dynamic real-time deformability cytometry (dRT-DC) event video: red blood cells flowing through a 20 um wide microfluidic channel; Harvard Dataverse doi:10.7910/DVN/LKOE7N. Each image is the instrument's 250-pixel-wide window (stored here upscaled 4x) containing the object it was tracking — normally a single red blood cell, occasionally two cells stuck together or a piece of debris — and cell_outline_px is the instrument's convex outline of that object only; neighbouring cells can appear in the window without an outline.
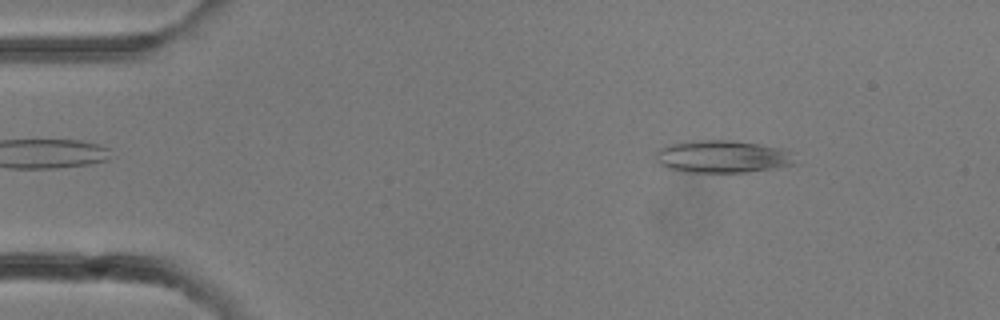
{"species": "common noctule bat (a hibernating species)", "species_latin": "Nyctalus noctula", "temperature_condition": "room temperature", "stored_images_in_passage": 30, "camera_frame_rate_fps": 3000, "um_per_image_px": 0.085, "animal": {"sex": "female"}, "frame": {"image": 1, "passage_image": 4, "time_ms": 1.0, "image_size_px": [1000, 320], "cell_outline_px": [[800, 164], [776, 168], [748, 172], [684, 172], [668, 168], [660, 164], [656, 160], [656, 152], [660, 148], [668, 144], [704, 140], [732, 140], [760, 144], [784, 148], [792, 152]], "centroid_in_image_um": [61.5, 13.32], "position_along_channel_um": 23.5, "area_um2": 26.76}}
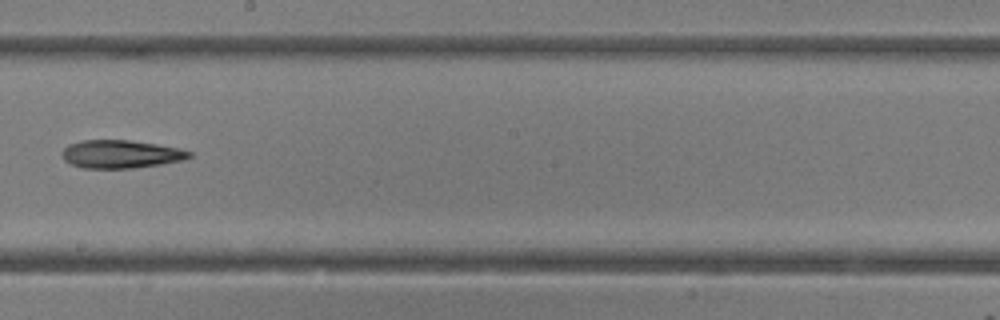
{"frame": {"image": 2, "passage_image": 17, "time_ms": 5.333, "image_size_px": [1000, 320], "cell_outline_px": [[192, 156], [184, 160], [160, 164], [132, 168], [84, 168], [72, 164], [64, 160], [60, 152], [68, 144], [84, 140], [128, 140], [156, 144], [180, 148], [192, 152]], "centroid_in_image_um": [10.27, 13.1], "position_along_channel_um": 237.9, "area_um2": 20.81}}
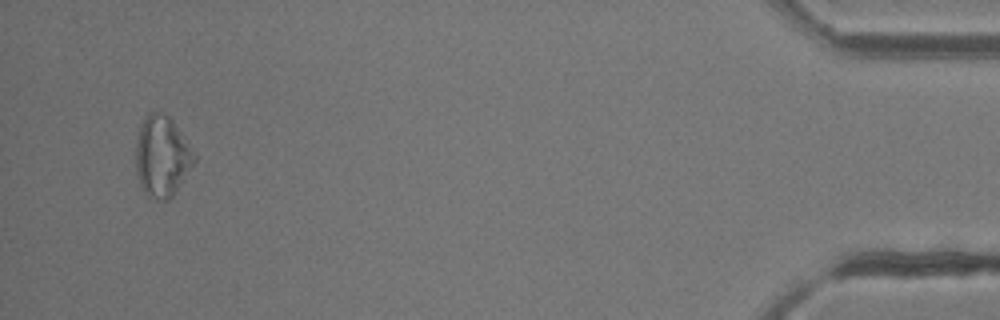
{"frame": {"image": 3, "passage_image": 29, "time_ms": 9.333, "image_size_px": [1000, 320], "cell_outline_px": [[196, 160], [172, 196], [168, 200], [160, 200], [148, 196], [144, 192], [140, 184], [136, 168], [136, 140], [144, 116], [148, 112], [164, 112], [172, 120], [196, 156]], "centroid_in_image_um": [13.75, 13.28], "position_along_channel_um": 421.5, "area_um2": 27.17}}